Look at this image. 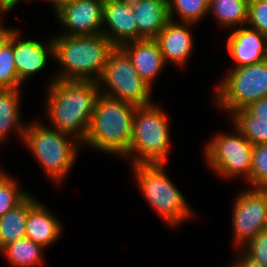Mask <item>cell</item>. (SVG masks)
<instances>
[{
	"label": "cell",
	"mask_w": 267,
	"mask_h": 267,
	"mask_svg": "<svg viewBox=\"0 0 267 267\" xmlns=\"http://www.w3.org/2000/svg\"><path fill=\"white\" fill-rule=\"evenodd\" d=\"M46 114L51 128L68 133L83 142L100 89L96 81L58 80L47 85Z\"/></svg>",
	"instance_id": "1"
},
{
	"label": "cell",
	"mask_w": 267,
	"mask_h": 267,
	"mask_svg": "<svg viewBox=\"0 0 267 267\" xmlns=\"http://www.w3.org/2000/svg\"><path fill=\"white\" fill-rule=\"evenodd\" d=\"M54 58L62 66L58 80L98 81L109 53L115 48L102 33L95 35H57L53 39Z\"/></svg>",
	"instance_id": "2"
},
{
	"label": "cell",
	"mask_w": 267,
	"mask_h": 267,
	"mask_svg": "<svg viewBox=\"0 0 267 267\" xmlns=\"http://www.w3.org/2000/svg\"><path fill=\"white\" fill-rule=\"evenodd\" d=\"M136 108L137 106L133 104L100 93L87 135L82 143L127 159Z\"/></svg>",
	"instance_id": "3"
},
{
	"label": "cell",
	"mask_w": 267,
	"mask_h": 267,
	"mask_svg": "<svg viewBox=\"0 0 267 267\" xmlns=\"http://www.w3.org/2000/svg\"><path fill=\"white\" fill-rule=\"evenodd\" d=\"M168 115L156 103L137 106L127 160L132 165L165 163L169 154Z\"/></svg>",
	"instance_id": "4"
},
{
	"label": "cell",
	"mask_w": 267,
	"mask_h": 267,
	"mask_svg": "<svg viewBox=\"0 0 267 267\" xmlns=\"http://www.w3.org/2000/svg\"><path fill=\"white\" fill-rule=\"evenodd\" d=\"M69 138H74L73 141ZM24 144L36 157L42 168L56 184L64 181L76 161L78 147L82 144L76 137L48 128L41 123L26 124ZM79 145H78V144Z\"/></svg>",
	"instance_id": "5"
},
{
	"label": "cell",
	"mask_w": 267,
	"mask_h": 267,
	"mask_svg": "<svg viewBox=\"0 0 267 267\" xmlns=\"http://www.w3.org/2000/svg\"><path fill=\"white\" fill-rule=\"evenodd\" d=\"M166 166L165 163L136 164L132 169L147 202L166 224L175 228L194 214L182 192L166 175Z\"/></svg>",
	"instance_id": "6"
},
{
	"label": "cell",
	"mask_w": 267,
	"mask_h": 267,
	"mask_svg": "<svg viewBox=\"0 0 267 267\" xmlns=\"http://www.w3.org/2000/svg\"><path fill=\"white\" fill-rule=\"evenodd\" d=\"M97 83L100 93L107 97L135 106L152 103V87L138 75L131 59L120 47H115L109 53ZM104 84L106 89L102 88Z\"/></svg>",
	"instance_id": "7"
},
{
	"label": "cell",
	"mask_w": 267,
	"mask_h": 267,
	"mask_svg": "<svg viewBox=\"0 0 267 267\" xmlns=\"http://www.w3.org/2000/svg\"><path fill=\"white\" fill-rule=\"evenodd\" d=\"M215 88V103L229 114L267 97V59L232 68Z\"/></svg>",
	"instance_id": "8"
},
{
	"label": "cell",
	"mask_w": 267,
	"mask_h": 267,
	"mask_svg": "<svg viewBox=\"0 0 267 267\" xmlns=\"http://www.w3.org/2000/svg\"><path fill=\"white\" fill-rule=\"evenodd\" d=\"M236 134L218 133L205 146L207 164L223 178L245 176L250 183L253 145L235 127Z\"/></svg>",
	"instance_id": "9"
},
{
	"label": "cell",
	"mask_w": 267,
	"mask_h": 267,
	"mask_svg": "<svg viewBox=\"0 0 267 267\" xmlns=\"http://www.w3.org/2000/svg\"><path fill=\"white\" fill-rule=\"evenodd\" d=\"M234 202L233 238L235 245L241 249L267 228V190L247 189L240 193Z\"/></svg>",
	"instance_id": "10"
},
{
	"label": "cell",
	"mask_w": 267,
	"mask_h": 267,
	"mask_svg": "<svg viewBox=\"0 0 267 267\" xmlns=\"http://www.w3.org/2000/svg\"><path fill=\"white\" fill-rule=\"evenodd\" d=\"M104 0H74L62 6L56 16L66 33L62 35L82 36L102 33Z\"/></svg>",
	"instance_id": "11"
},
{
	"label": "cell",
	"mask_w": 267,
	"mask_h": 267,
	"mask_svg": "<svg viewBox=\"0 0 267 267\" xmlns=\"http://www.w3.org/2000/svg\"><path fill=\"white\" fill-rule=\"evenodd\" d=\"M102 27V34L115 47L137 40L136 19L129 0H104Z\"/></svg>",
	"instance_id": "12"
},
{
	"label": "cell",
	"mask_w": 267,
	"mask_h": 267,
	"mask_svg": "<svg viewBox=\"0 0 267 267\" xmlns=\"http://www.w3.org/2000/svg\"><path fill=\"white\" fill-rule=\"evenodd\" d=\"M20 33L13 31V54L16 71L23 84L35 73L40 72L47 64L50 55L54 58L53 38L45 43L32 39H19Z\"/></svg>",
	"instance_id": "13"
},
{
	"label": "cell",
	"mask_w": 267,
	"mask_h": 267,
	"mask_svg": "<svg viewBox=\"0 0 267 267\" xmlns=\"http://www.w3.org/2000/svg\"><path fill=\"white\" fill-rule=\"evenodd\" d=\"M192 23L169 20L159 32L155 41L158 43L160 52L165 63L171 62L176 66H184L191 56L193 48Z\"/></svg>",
	"instance_id": "14"
},
{
	"label": "cell",
	"mask_w": 267,
	"mask_h": 267,
	"mask_svg": "<svg viewBox=\"0 0 267 267\" xmlns=\"http://www.w3.org/2000/svg\"><path fill=\"white\" fill-rule=\"evenodd\" d=\"M227 49L235 60L234 68L259 63L267 59V36L241 26L227 38Z\"/></svg>",
	"instance_id": "15"
},
{
	"label": "cell",
	"mask_w": 267,
	"mask_h": 267,
	"mask_svg": "<svg viewBox=\"0 0 267 267\" xmlns=\"http://www.w3.org/2000/svg\"><path fill=\"white\" fill-rule=\"evenodd\" d=\"M120 48L129 56L138 75L152 87L166 65L155 39H140L124 43Z\"/></svg>",
	"instance_id": "16"
},
{
	"label": "cell",
	"mask_w": 267,
	"mask_h": 267,
	"mask_svg": "<svg viewBox=\"0 0 267 267\" xmlns=\"http://www.w3.org/2000/svg\"><path fill=\"white\" fill-rule=\"evenodd\" d=\"M137 24V40L155 39L170 20L167 0H129Z\"/></svg>",
	"instance_id": "17"
},
{
	"label": "cell",
	"mask_w": 267,
	"mask_h": 267,
	"mask_svg": "<svg viewBox=\"0 0 267 267\" xmlns=\"http://www.w3.org/2000/svg\"><path fill=\"white\" fill-rule=\"evenodd\" d=\"M25 228L26 238L43 248L52 245L62 234L61 223L38 201L28 211Z\"/></svg>",
	"instance_id": "18"
},
{
	"label": "cell",
	"mask_w": 267,
	"mask_h": 267,
	"mask_svg": "<svg viewBox=\"0 0 267 267\" xmlns=\"http://www.w3.org/2000/svg\"><path fill=\"white\" fill-rule=\"evenodd\" d=\"M37 200L28 195L20 204L0 217V251L9 243L26 237V221L29 209Z\"/></svg>",
	"instance_id": "19"
},
{
	"label": "cell",
	"mask_w": 267,
	"mask_h": 267,
	"mask_svg": "<svg viewBox=\"0 0 267 267\" xmlns=\"http://www.w3.org/2000/svg\"><path fill=\"white\" fill-rule=\"evenodd\" d=\"M21 89H0V143L6 141L10 130L18 131L23 140L25 125L21 124L19 105Z\"/></svg>",
	"instance_id": "20"
},
{
	"label": "cell",
	"mask_w": 267,
	"mask_h": 267,
	"mask_svg": "<svg viewBox=\"0 0 267 267\" xmlns=\"http://www.w3.org/2000/svg\"><path fill=\"white\" fill-rule=\"evenodd\" d=\"M249 0H209L208 14L216 17L222 27H241L248 19Z\"/></svg>",
	"instance_id": "21"
},
{
	"label": "cell",
	"mask_w": 267,
	"mask_h": 267,
	"mask_svg": "<svg viewBox=\"0 0 267 267\" xmlns=\"http://www.w3.org/2000/svg\"><path fill=\"white\" fill-rule=\"evenodd\" d=\"M43 249L41 245L25 237L9 243L0 252L14 267H39L43 262Z\"/></svg>",
	"instance_id": "22"
},
{
	"label": "cell",
	"mask_w": 267,
	"mask_h": 267,
	"mask_svg": "<svg viewBox=\"0 0 267 267\" xmlns=\"http://www.w3.org/2000/svg\"><path fill=\"white\" fill-rule=\"evenodd\" d=\"M231 116L234 127L252 145L267 143V120H257V116L250 115L245 109L235 111Z\"/></svg>",
	"instance_id": "23"
},
{
	"label": "cell",
	"mask_w": 267,
	"mask_h": 267,
	"mask_svg": "<svg viewBox=\"0 0 267 267\" xmlns=\"http://www.w3.org/2000/svg\"><path fill=\"white\" fill-rule=\"evenodd\" d=\"M169 19L176 13L181 22L197 24L208 14L209 0H167Z\"/></svg>",
	"instance_id": "24"
},
{
	"label": "cell",
	"mask_w": 267,
	"mask_h": 267,
	"mask_svg": "<svg viewBox=\"0 0 267 267\" xmlns=\"http://www.w3.org/2000/svg\"><path fill=\"white\" fill-rule=\"evenodd\" d=\"M13 54V32L0 48V89H21Z\"/></svg>",
	"instance_id": "25"
},
{
	"label": "cell",
	"mask_w": 267,
	"mask_h": 267,
	"mask_svg": "<svg viewBox=\"0 0 267 267\" xmlns=\"http://www.w3.org/2000/svg\"><path fill=\"white\" fill-rule=\"evenodd\" d=\"M29 193L20 189L14 177L5 173L0 177V217L20 204Z\"/></svg>",
	"instance_id": "26"
},
{
	"label": "cell",
	"mask_w": 267,
	"mask_h": 267,
	"mask_svg": "<svg viewBox=\"0 0 267 267\" xmlns=\"http://www.w3.org/2000/svg\"><path fill=\"white\" fill-rule=\"evenodd\" d=\"M267 190V143L253 145L250 170V186Z\"/></svg>",
	"instance_id": "27"
},
{
	"label": "cell",
	"mask_w": 267,
	"mask_h": 267,
	"mask_svg": "<svg viewBox=\"0 0 267 267\" xmlns=\"http://www.w3.org/2000/svg\"><path fill=\"white\" fill-rule=\"evenodd\" d=\"M246 24L267 36V0H249Z\"/></svg>",
	"instance_id": "28"
},
{
	"label": "cell",
	"mask_w": 267,
	"mask_h": 267,
	"mask_svg": "<svg viewBox=\"0 0 267 267\" xmlns=\"http://www.w3.org/2000/svg\"><path fill=\"white\" fill-rule=\"evenodd\" d=\"M241 250L254 261L267 267V228L259 232Z\"/></svg>",
	"instance_id": "29"
},
{
	"label": "cell",
	"mask_w": 267,
	"mask_h": 267,
	"mask_svg": "<svg viewBox=\"0 0 267 267\" xmlns=\"http://www.w3.org/2000/svg\"><path fill=\"white\" fill-rule=\"evenodd\" d=\"M244 109L250 115L257 116V120H267V97L252 102Z\"/></svg>",
	"instance_id": "30"
},
{
	"label": "cell",
	"mask_w": 267,
	"mask_h": 267,
	"mask_svg": "<svg viewBox=\"0 0 267 267\" xmlns=\"http://www.w3.org/2000/svg\"><path fill=\"white\" fill-rule=\"evenodd\" d=\"M239 250V256L233 264L229 267H266L260 264L259 262L254 261L248 255H246L243 251Z\"/></svg>",
	"instance_id": "31"
},
{
	"label": "cell",
	"mask_w": 267,
	"mask_h": 267,
	"mask_svg": "<svg viewBox=\"0 0 267 267\" xmlns=\"http://www.w3.org/2000/svg\"><path fill=\"white\" fill-rule=\"evenodd\" d=\"M21 0H0V16L11 11Z\"/></svg>",
	"instance_id": "32"
},
{
	"label": "cell",
	"mask_w": 267,
	"mask_h": 267,
	"mask_svg": "<svg viewBox=\"0 0 267 267\" xmlns=\"http://www.w3.org/2000/svg\"><path fill=\"white\" fill-rule=\"evenodd\" d=\"M15 29L12 28H6L1 24L0 21V48L3 46V44L9 39L11 33Z\"/></svg>",
	"instance_id": "33"
},
{
	"label": "cell",
	"mask_w": 267,
	"mask_h": 267,
	"mask_svg": "<svg viewBox=\"0 0 267 267\" xmlns=\"http://www.w3.org/2000/svg\"><path fill=\"white\" fill-rule=\"evenodd\" d=\"M48 2L50 1L51 5L54 7V10L56 13L62 6L65 4H68L70 2H73L74 0H47Z\"/></svg>",
	"instance_id": "34"
},
{
	"label": "cell",
	"mask_w": 267,
	"mask_h": 267,
	"mask_svg": "<svg viewBox=\"0 0 267 267\" xmlns=\"http://www.w3.org/2000/svg\"><path fill=\"white\" fill-rule=\"evenodd\" d=\"M4 170H0V177L3 176L6 172H3Z\"/></svg>",
	"instance_id": "35"
}]
</instances>
